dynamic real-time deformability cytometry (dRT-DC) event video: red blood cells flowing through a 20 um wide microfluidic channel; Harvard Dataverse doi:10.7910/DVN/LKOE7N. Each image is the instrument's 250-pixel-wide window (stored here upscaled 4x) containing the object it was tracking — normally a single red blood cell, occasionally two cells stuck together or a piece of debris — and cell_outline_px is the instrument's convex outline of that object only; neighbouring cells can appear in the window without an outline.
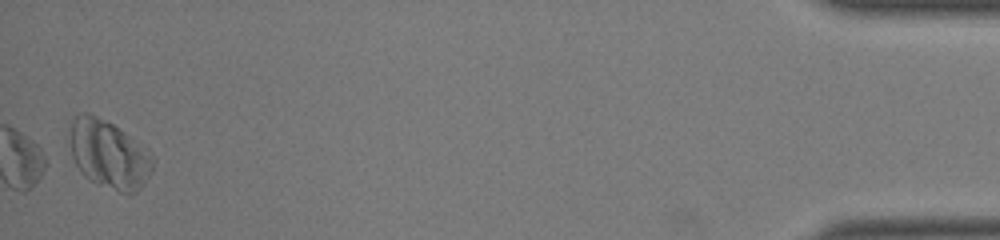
{"species": "common noctule bat (a hibernating species)", "species_latin": "Nyctalus noctula", "temperature_condition": "room temperature", "stored_images_in_passage": 35, "camera_frame_rate_fps": 3000, "um_per_image_px": 0.085, "animal": {"sex": "male", "body_mass_g": 19.0, "forearm_length_mm": 50.8}, "frame": {"image": 1, "passage_image": 35, "time_ms": 11.333, "image_size_px": [1000, 240], "cell_outline_px": [[152, 168], [144, 184], [136, 192], [128, 196], [88, 180], [80, 172], [72, 156], [72, 120], [76, 116], [84, 112], [88, 112], [112, 124], [136, 140], [152, 156]], "centroid_in_image_um": [9.27, 13.17], "position_along_channel_um": 425.9, "area_um2": 32.54}, "authors_computed_cell_mechanics": {"area_um2": 15.606, "velocity_mm_per_s": 4.0471, "shape_relaxation_time_tau1_ms": 9.9918, "shape_relaxation_time_tau2_ms": null, "deformation_change_tau1": 0.1769, "deformation_change_tau2": null}}